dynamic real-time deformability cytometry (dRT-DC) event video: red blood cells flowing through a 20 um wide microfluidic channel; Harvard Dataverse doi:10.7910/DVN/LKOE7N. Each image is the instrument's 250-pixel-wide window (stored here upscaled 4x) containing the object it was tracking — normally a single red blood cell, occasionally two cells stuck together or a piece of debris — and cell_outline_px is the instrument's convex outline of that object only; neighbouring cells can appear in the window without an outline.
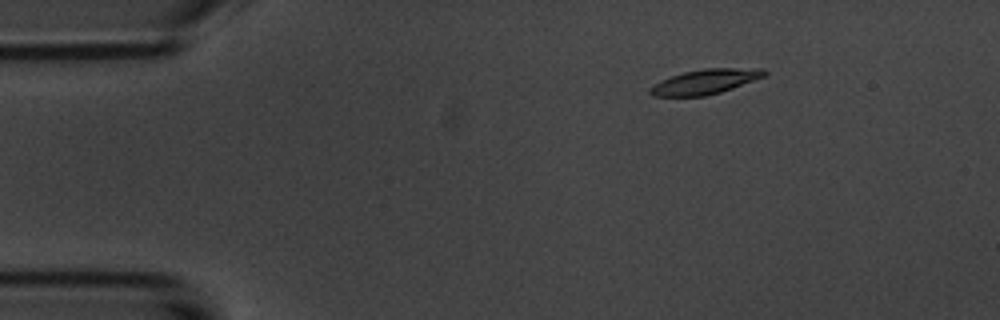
{"species": "common noctule bat (a hibernating species)", "species_latin": "Nyctalus noctula", "temperature_condition": "room temperature", "stored_images_in_passage": 2, "camera_frame_rate_fps": 3000, "um_per_image_px": 0.085, "animal": {"sex": "male", "body_mass_g": 20.1, "forearm_length_mm": 53.5}, "frame": {"image": 1, "passage_image": 1, "time_ms": 0.0, "image_size_px": [1000, 320], "cell_outline_px": [[768, 72], [764, 76], [732, 88], [720, 92], [704, 96], [652, 96], [648, 92], [648, 88], [660, 80], [684, 72], [704, 68], [764, 68]], "centroid_in_image_um": [59.91, 6.94], "position_along_channel_um": 25.1, "area_um2": 16.47}}